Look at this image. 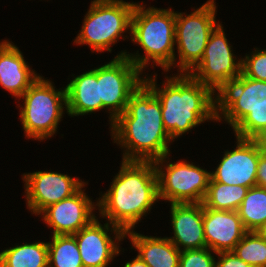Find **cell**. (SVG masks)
<instances>
[{"instance_id": "6da1fadb", "label": "cell", "mask_w": 266, "mask_h": 267, "mask_svg": "<svg viewBox=\"0 0 266 267\" xmlns=\"http://www.w3.org/2000/svg\"><path fill=\"white\" fill-rule=\"evenodd\" d=\"M109 128L123 161H154L171 153L173 141L164 129L160 100L144 82Z\"/></svg>"}, {"instance_id": "7a4b0ae2", "label": "cell", "mask_w": 266, "mask_h": 267, "mask_svg": "<svg viewBox=\"0 0 266 267\" xmlns=\"http://www.w3.org/2000/svg\"><path fill=\"white\" fill-rule=\"evenodd\" d=\"M109 187L97 198V216L125 232L135 229L160 201L153 161L122 160Z\"/></svg>"}, {"instance_id": "3957f363", "label": "cell", "mask_w": 266, "mask_h": 267, "mask_svg": "<svg viewBox=\"0 0 266 267\" xmlns=\"http://www.w3.org/2000/svg\"><path fill=\"white\" fill-rule=\"evenodd\" d=\"M172 75H164L162 87L155 72L143 75V82L160 100L164 129L174 142L206 121L217 122V94L188 73Z\"/></svg>"}, {"instance_id": "277c9868", "label": "cell", "mask_w": 266, "mask_h": 267, "mask_svg": "<svg viewBox=\"0 0 266 267\" xmlns=\"http://www.w3.org/2000/svg\"><path fill=\"white\" fill-rule=\"evenodd\" d=\"M143 4L144 2L135 4L130 39L140 46L144 55H140L139 50L134 54L122 50L115 57L126 56L144 75L149 65L152 68L160 66L167 73L173 67L176 50L175 11L172 8L147 7Z\"/></svg>"}, {"instance_id": "5b68a950", "label": "cell", "mask_w": 266, "mask_h": 267, "mask_svg": "<svg viewBox=\"0 0 266 267\" xmlns=\"http://www.w3.org/2000/svg\"><path fill=\"white\" fill-rule=\"evenodd\" d=\"M225 121L234 136L259 139L266 132V81L242 73L217 94V122Z\"/></svg>"}, {"instance_id": "8992f818", "label": "cell", "mask_w": 266, "mask_h": 267, "mask_svg": "<svg viewBox=\"0 0 266 267\" xmlns=\"http://www.w3.org/2000/svg\"><path fill=\"white\" fill-rule=\"evenodd\" d=\"M54 82L39 76L18 99L19 118L25 137L45 141L54 137L63 114L67 113L66 87L55 88ZM65 112V113H64Z\"/></svg>"}, {"instance_id": "52a82bcc", "label": "cell", "mask_w": 266, "mask_h": 267, "mask_svg": "<svg viewBox=\"0 0 266 267\" xmlns=\"http://www.w3.org/2000/svg\"><path fill=\"white\" fill-rule=\"evenodd\" d=\"M135 4L134 1L125 0H91L73 44H86L91 52L97 54L104 51L111 53L119 39L125 40L131 36V18Z\"/></svg>"}, {"instance_id": "ba28073f", "label": "cell", "mask_w": 266, "mask_h": 267, "mask_svg": "<svg viewBox=\"0 0 266 267\" xmlns=\"http://www.w3.org/2000/svg\"><path fill=\"white\" fill-rule=\"evenodd\" d=\"M215 1L207 0L198 8H192L190 14L175 11L177 51L172 69L178 68V73H189L201 61L209 36L220 23L216 21L218 6Z\"/></svg>"}, {"instance_id": "9c48e42d", "label": "cell", "mask_w": 266, "mask_h": 267, "mask_svg": "<svg viewBox=\"0 0 266 267\" xmlns=\"http://www.w3.org/2000/svg\"><path fill=\"white\" fill-rule=\"evenodd\" d=\"M170 154L153 161L159 200L170 204L203 203L211 171L182 159L173 163Z\"/></svg>"}, {"instance_id": "30bf717a", "label": "cell", "mask_w": 266, "mask_h": 267, "mask_svg": "<svg viewBox=\"0 0 266 267\" xmlns=\"http://www.w3.org/2000/svg\"><path fill=\"white\" fill-rule=\"evenodd\" d=\"M223 27L222 22L215 27L201 61L188 73L216 94L241 75L242 59L234 54Z\"/></svg>"}, {"instance_id": "8fae6325", "label": "cell", "mask_w": 266, "mask_h": 267, "mask_svg": "<svg viewBox=\"0 0 266 267\" xmlns=\"http://www.w3.org/2000/svg\"><path fill=\"white\" fill-rule=\"evenodd\" d=\"M143 73L126 57H114L98 66L99 99L109 114L110 127L122 114L130 95L143 82Z\"/></svg>"}, {"instance_id": "7c38bea8", "label": "cell", "mask_w": 266, "mask_h": 267, "mask_svg": "<svg viewBox=\"0 0 266 267\" xmlns=\"http://www.w3.org/2000/svg\"><path fill=\"white\" fill-rule=\"evenodd\" d=\"M22 180L26 207L36 216L48 206L72 196L86 183L79 177L48 170L26 172Z\"/></svg>"}, {"instance_id": "4fadbf2b", "label": "cell", "mask_w": 266, "mask_h": 267, "mask_svg": "<svg viewBox=\"0 0 266 267\" xmlns=\"http://www.w3.org/2000/svg\"><path fill=\"white\" fill-rule=\"evenodd\" d=\"M74 236L83 267H108L120 255V242L126 239V232L108 221L101 224L96 217Z\"/></svg>"}, {"instance_id": "5bb4252c", "label": "cell", "mask_w": 266, "mask_h": 267, "mask_svg": "<svg viewBox=\"0 0 266 267\" xmlns=\"http://www.w3.org/2000/svg\"><path fill=\"white\" fill-rule=\"evenodd\" d=\"M235 148L225 150L211 178L226 185L256 186L257 166L260 153L265 149L258 139L236 137Z\"/></svg>"}, {"instance_id": "9a60e30c", "label": "cell", "mask_w": 266, "mask_h": 267, "mask_svg": "<svg viewBox=\"0 0 266 267\" xmlns=\"http://www.w3.org/2000/svg\"><path fill=\"white\" fill-rule=\"evenodd\" d=\"M86 183L72 196L45 208L39 216L53 235H74L89 225L97 216V200L85 193Z\"/></svg>"}, {"instance_id": "2e32d148", "label": "cell", "mask_w": 266, "mask_h": 267, "mask_svg": "<svg viewBox=\"0 0 266 267\" xmlns=\"http://www.w3.org/2000/svg\"><path fill=\"white\" fill-rule=\"evenodd\" d=\"M173 236L167 237L180 251L206 248L203 203L170 204Z\"/></svg>"}, {"instance_id": "e0dca14e", "label": "cell", "mask_w": 266, "mask_h": 267, "mask_svg": "<svg viewBox=\"0 0 266 267\" xmlns=\"http://www.w3.org/2000/svg\"><path fill=\"white\" fill-rule=\"evenodd\" d=\"M206 247L213 252L232 251L248 232L237 211L206 208L203 205Z\"/></svg>"}, {"instance_id": "ac0fdd59", "label": "cell", "mask_w": 266, "mask_h": 267, "mask_svg": "<svg viewBox=\"0 0 266 267\" xmlns=\"http://www.w3.org/2000/svg\"><path fill=\"white\" fill-rule=\"evenodd\" d=\"M35 71L12 41L0 42V85L5 91L19 99L40 76Z\"/></svg>"}, {"instance_id": "d6986e66", "label": "cell", "mask_w": 266, "mask_h": 267, "mask_svg": "<svg viewBox=\"0 0 266 267\" xmlns=\"http://www.w3.org/2000/svg\"><path fill=\"white\" fill-rule=\"evenodd\" d=\"M71 76L72 80L65 86L67 115L78 117L102 110V101L99 99L98 67Z\"/></svg>"}, {"instance_id": "ffe728a7", "label": "cell", "mask_w": 266, "mask_h": 267, "mask_svg": "<svg viewBox=\"0 0 266 267\" xmlns=\"http://www.w3.org/2000/svg\"><path fill=\"white\" fill-rule=\"evenodd\" d=\"M126 238L148 267H179L181 251L166 236H145L133 229Z\"/></svg>"}, {"instance_id": "44dd1931", "label": "cell", "mask_w": 266, "mask_h": 267, "mask_svg": "<svg viewBox=\"0 0 266 267\" xmlns=\"http://www.w3.org/2000/svg\"><path fill=\"white\" fill-rule=\"evenodd\" d=\"M0 252V267H48V244L20 243Z\"/></svg>"}, {"instance_id": "7402d4cb", "label": "cell", "mask_w": 266, "mask_h": 267, "mask_svg": "<svg viewBox=\"0 0 266 267\" xmlns=\"http://www.w3.org/2000/svg\"><path fill=\"white\" fill-rule=\"evenodd\" d=\"M248 189L240 185L216 182L210 177L203 205L214 210L237 211Z\"/></svg>"}, {"instance_id": "603a6c76", "label": "cell", "mask_w": 266, "mask_h": 267, "mask_svg": "<svg viewBox=\"0 0 266 267\" xmlns=\"http://www.w3.org/2000/svg\"><path fill=\"white\" fill-rule=\"evenodd\" d=\"M237 212L245 229L256 231L266 221V188H249Z\"/></svg>"}, {"instance_id": "cb8c5ba5", "label": "cell", "mask_w": 266, "mask_h": 267, "mask_svg": "<svg viewBox=\"0 0 266 267\" xmlns=\"http://www.w3.org/2000/svg\"><path fill=\"white\" fill-rule=\"evenodd\" d=\"M48 244V267H83L74 235H52Z\"/></svg>"}, {"instance_id": "d4e9b609", "label": "cell", "mask_w": 266, "mask_h": 267, "mask_svg": "<svg viewBox=\"0 0 266 267\" xmlns=\"http://www.w3.org/2000/svg\"><path fill=\"white\" fill-rule=\"evenodd\" d=\"M232 251L252 267H266V239L256 231H248Z\"/></svg>"}, {"instance_id": "484cf974", "label": "cell", "mask_w": 266, "mask_h": 267, "mask_svg": "<svg viewBox=\"0 0 266 267\" xmlns=\"http://www.w3.org/2000/svg\"><path fill=\"white\" fill-rule=\"evenodd\" d=\"M243 57L241 73L248 78L266 81V49L254 48Z\"/></svg>"}, {"instance_id": "4316f807", "label": "cell", "mask_w": 266, "mask_h": 267, "mask_svg": "<svg viewBox=\"0 0 266 267\" xmlns=\"http://www.w3.org/2000/svg\"><path fill=\"white\" fill-rule=\"evenodd\" d=\"M217 253L209 248L181 251L179 267H215Z\"/></svg>"}, {"instance_id": "83f0119b", "label": "cell", "mask_w": 266, "mask_h": 267, "mask_svg": "<svg viewBox=\"0 0 266 267\" xmlns=\"http://www.w3.org/2000/svg\"><path fill=\"white\" fill-rule=\"evenodd\" d=\"M215 267H252L238 258L233 251L218 252Z\"/></svg>"}, {"instance_id": "f1b7e54d", "label": "cell", "mask_w": 266, "mask_h": 267, "mask_svg": "<svg viewBox=\"0 0 266 267\" xmlns=\"http://www.w3.org/2000/svg\"><path fill=\"white\" fill-rule=\"evenodd\" d=\"M256 186L266 188V148L260 153L259 156Z\"/></svg>"}, {"instance_id": "f546056e", "label": "cell", "mask_w": 266, "mask_h": 267, "mask_svg": "<svg viewBox=\"0 0 266 267\" xmlns=\"http://www.w3.org/2000/svg\"><path fill=\"white\" fill-rule=\"evenodd\" d=\"M124 267H148V265L140 258V256L136 255L134 259L127 261Z\"/></svg>"}, {"instance_id": "4dcf8cb0", "label": "cell", "mask_w": 266, "mask_h": 267, "mask_svg": "<svg viewBox=\"0 0 266 267\" xmlns=\"http://www.w3.org/2000/svg\"><path fill=\"white\" fill-rule=\"evenodd\" d=\"M256 232L266 239V221L256 230Z\"/></svg>"}, {"instance_id": "1f68e13d", "label": "cell", "mask_w": 266, "mask_h": 267, "mask_svg": "<svg viewBox=\"0 0 266 267\" xmlns=\"http://www.w3.org/2000/svg\"><path fill=\"white\" fill-rule=\"evenodd\" d=\"M258 140L266 148V132Z\"/></svg>"}]
</instances>
